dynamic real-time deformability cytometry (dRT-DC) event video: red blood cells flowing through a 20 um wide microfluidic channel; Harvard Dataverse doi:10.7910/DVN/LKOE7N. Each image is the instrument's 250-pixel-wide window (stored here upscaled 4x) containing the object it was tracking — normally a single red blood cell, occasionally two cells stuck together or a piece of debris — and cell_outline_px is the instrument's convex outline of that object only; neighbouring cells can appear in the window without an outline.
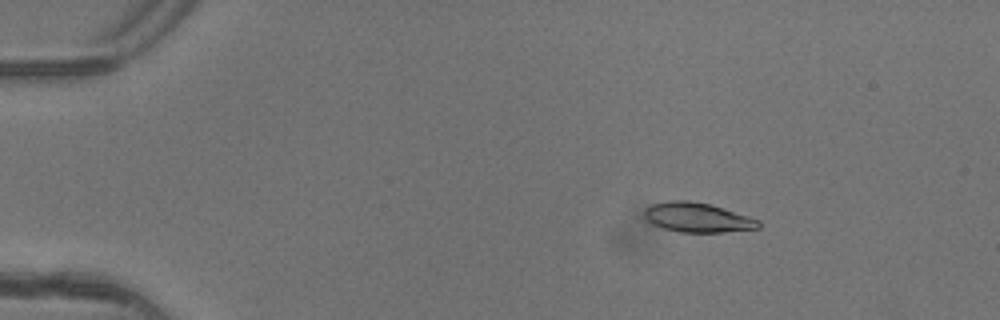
{"species": "common noctule bat (a hibernating species)", "species_latin": "Nyctalus noctula", "temperature_condition": "warm", "stored_images_in_passage": 5, "camera_frame_rate_fps": 3000, "um_per_image_px": 0.085, "animal": {"sex": "female"}, "frame": {"image": 1, "passage_image": 3, "time_ms": 0.667, "image_size_px": [1000, 320], "cell_outline_px": [[760, 228], [724, 232], [680, 232], [664, 228], [652, 224], [644, 216], [644, 212], [652, 204], [668, 200], [688, 200], [708, 204], [748, 216], [760, 220]], "centroid_in_image_um": [59.29, 18.49], "position_along_channel_um": 25.7, "area_um2": 19.42}}